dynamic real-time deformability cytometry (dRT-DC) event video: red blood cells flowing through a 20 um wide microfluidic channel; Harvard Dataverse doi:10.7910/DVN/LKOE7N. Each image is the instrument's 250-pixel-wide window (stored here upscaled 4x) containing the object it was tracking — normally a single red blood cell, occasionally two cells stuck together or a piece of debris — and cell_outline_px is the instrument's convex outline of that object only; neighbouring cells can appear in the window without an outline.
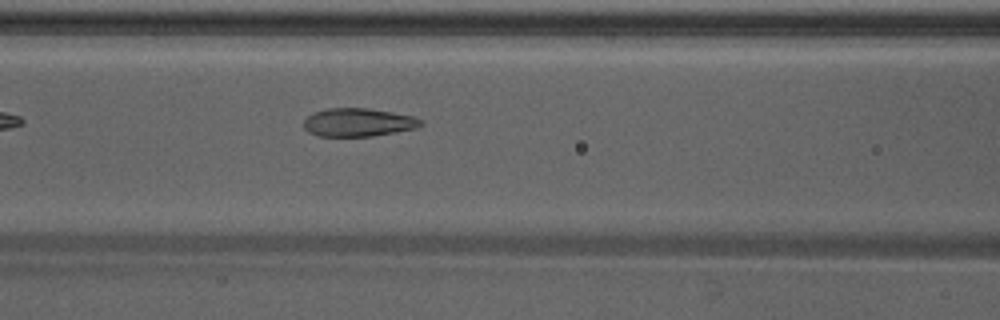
{"species": "Egyptian fruit bat (a non-hibernating species)", "species_latin": "Rousettus aegyptiacus", "temperature_condition": "warm", "stored_images_in_passage": 33, "camera_frame_rate_fps": 3000, "um_per_image_px": 0.085, "animal": {"sex": "male"}, "frame": {"image": 1, "passage_image": 6, "time_ms": 1.667, "image_size_px": [1000, 320], "cell_outline_px": [[424, 124], [416, 128], [372, 136], [320, 136], [308, 132], [304, 128], [304, 120], [308, 116], [316, 112], [328, 108], [368, 108], [392, 112], [412, 116], [420, 120]], "centroid_in_image_um": [30.44, 10.4], "position_along_channel_um": 136.2, "area_um2": 19.07}}
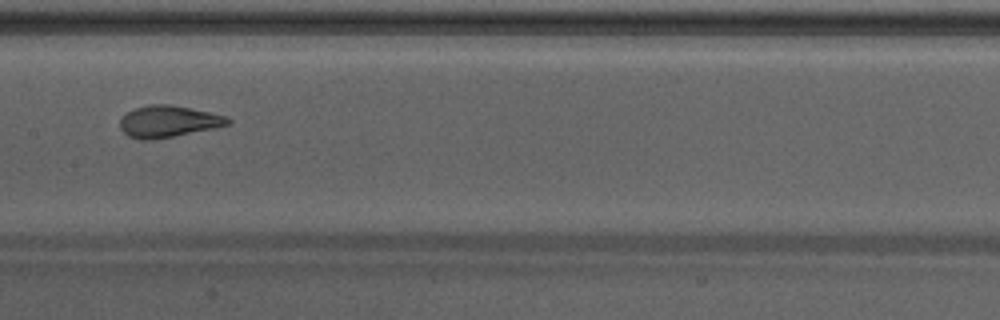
{"frame": {"image": 2, "passage_image": 10, "time_ms": 3.0, "image_size_px": [1000, 320], "cell_outline_px": [[232, 124], [216, 128], [152, 140], [140, 140], [128, 136], [120, 128], [120, 116], [136, 108], [148, 104], [172, 104], [208, 112], [224, 116], [232, 120]], "centroid_in_image_um": [14.3, 10.33], "position_along_channel_um": 193.1, "area_um2": 20.0}, "authors_computed_cell_mechanics": {"area_um2": 19.9988, "velocity_mm_per_s": 4.2751, "shape_relaxation_time_tau1_ms": 5.5396, "shape_relaxation_time_tau2_ms": 0.7622, "deformation_change_tau1": 0.2116, "deformation_change_tau2": 0.0775}}